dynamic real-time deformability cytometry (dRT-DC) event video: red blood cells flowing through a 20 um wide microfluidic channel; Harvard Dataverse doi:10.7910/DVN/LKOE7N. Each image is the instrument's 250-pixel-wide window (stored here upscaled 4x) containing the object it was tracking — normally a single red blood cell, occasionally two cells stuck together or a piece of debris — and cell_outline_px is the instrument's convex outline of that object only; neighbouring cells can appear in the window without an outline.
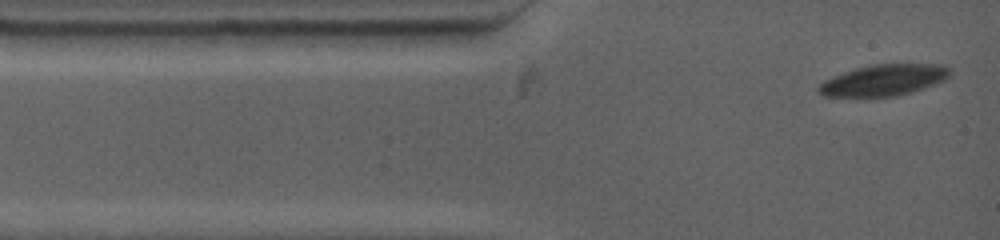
{"species": "common noctule bat (a hibernating species)", "species_latin": "Nyctalus noctula", "temperature_condition": "warm", "stored_images_in_passage": 35, "camera_frame_rate_fps": 4500, "um_per_image_px": 0.085, "animal": {"sex": "female", "body_mass_g": 19.0, "forearm_length_mm": 53.3}, "frame": {"image": 1, "passage_image": 1, "time_ms": 0.0, "image_size_px": [1000, 240], "cell_outline_px": [[952, 72], [944, 80], [912, 92], [896, 96], [824, 96], [816, 88], [824, 80], [832, 76], [856, 68], [872, 64], [948, 64]], "centroid_in_image_um": [75.15, 6.79], "position_along_channel_um": 9.9, "area_um2": 23.81}}
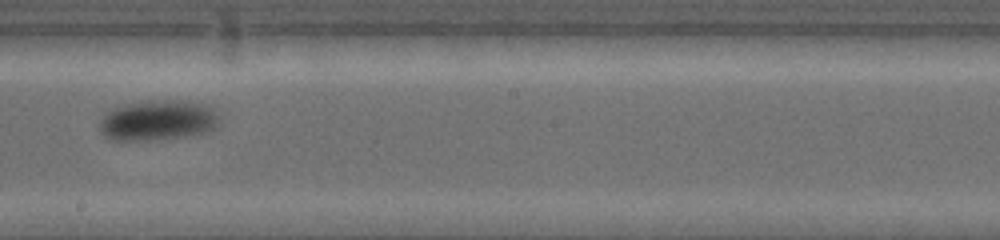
{"frame": {"image": 2, "passage_image": 19, "time_ms": 7.333, "image_size_px": [1000, 240], "cell_outline_px": [[220, 124], [216, 128], [208, 132], [184, 136], [148, 140], [112, 140], [104, 136], [100, 132], [100, 120], [108, 112], [116, 108], [128, 104], [148, 100], [188, 100], [208, 104], [220, 116]], "centroid_in_image_um": [13.5, 10.22], "position_along_channel_um": 234.7, "area_um2": 28.38}}
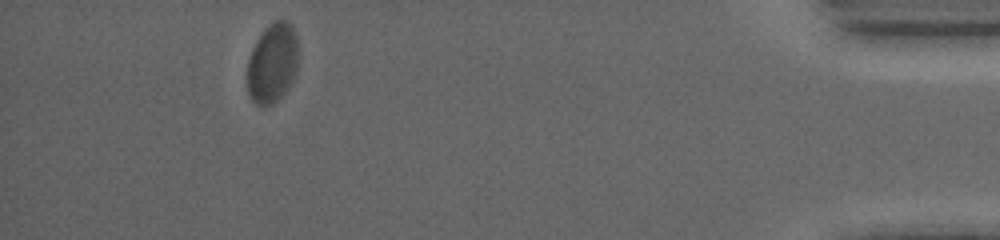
{"frame": {"image": 3, "passage_image": 35, "time_ms": 14.667, "image_size_px": [1000, 240], "cell_outline_px": [[296, 72], [292, 80], [284, 92], [272, 104], [256, 104], [248, 96], [248, 60], [252, 48], [256, 40], [264, 28], [268, 24], [276, 20], [288, 20], [292, 24], [296, 36]], "centroid_in_image_um": [23.13, 5.31], "position_along_channel_um": 412.1, "area_um2": 23.41}}